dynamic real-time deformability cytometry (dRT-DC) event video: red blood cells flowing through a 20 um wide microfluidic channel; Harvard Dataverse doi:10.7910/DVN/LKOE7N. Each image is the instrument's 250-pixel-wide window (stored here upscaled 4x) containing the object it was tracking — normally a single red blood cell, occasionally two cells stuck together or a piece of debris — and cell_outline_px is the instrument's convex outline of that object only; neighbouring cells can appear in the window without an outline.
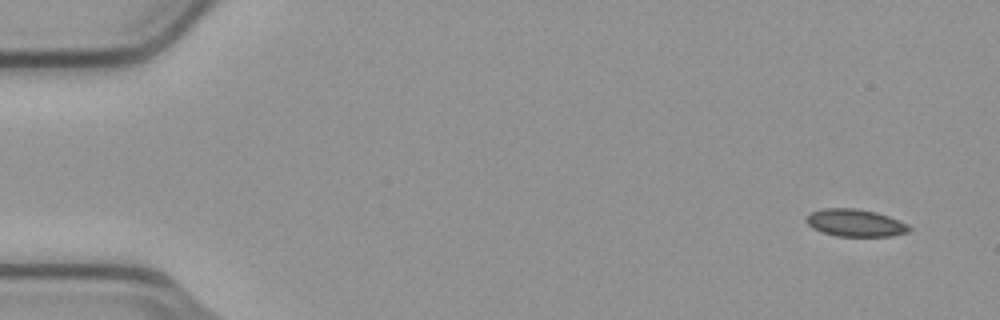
{"species": "common noctule bat (a hibernating species)", "species_latin": "Nyctalus noctula", "temperature_condition": "cold", "stored_images_in_passage": 4, "camera_frame_rate_fps": 3000, "um_per_image_px": 0.085, "animal": {"sex": "male", "body_mass_g": 23.1, "forearm_length_mm": 52.7}, "frame": {"image": 1, "passage_image": 1, "time_ms": 0.0, "image_size_px": [1000, 320], "cell_outline_px": [[912, 228], [908, 232], [892, 236], [836, 236], [820, 232], [812, 228], [804, 220], [812, 212], [824, 208], [852, 208], [876, 212], [888, 216], [908, 224]], "centroid_in_image_um": [72.69, 18.95], "position_along_channel_um": 12.3, "area_um2": 16.42}}
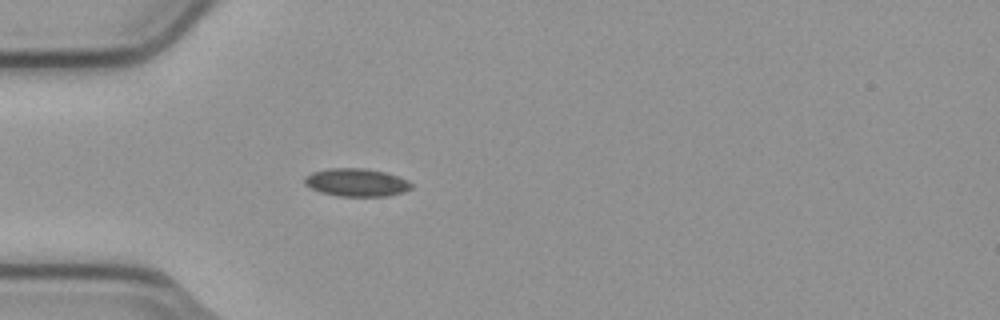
{"frame": {"image": 2, "passage_image": 4, "time_ms": 1.0, "image_size_px": [1000, 320], "cell_outline_px": [[412, 188], [404, 192], [388, 196], [340, 196], [320, 192], [304, 184], [304, 176], [312, 172], [328, 168], [364, 168], [384, 172], [408, 180], [412, 184]], "centroid_in_image_um": [30.29, 15.51], "position_along_channel_um": 54.7, "area_um2": 17.4}}